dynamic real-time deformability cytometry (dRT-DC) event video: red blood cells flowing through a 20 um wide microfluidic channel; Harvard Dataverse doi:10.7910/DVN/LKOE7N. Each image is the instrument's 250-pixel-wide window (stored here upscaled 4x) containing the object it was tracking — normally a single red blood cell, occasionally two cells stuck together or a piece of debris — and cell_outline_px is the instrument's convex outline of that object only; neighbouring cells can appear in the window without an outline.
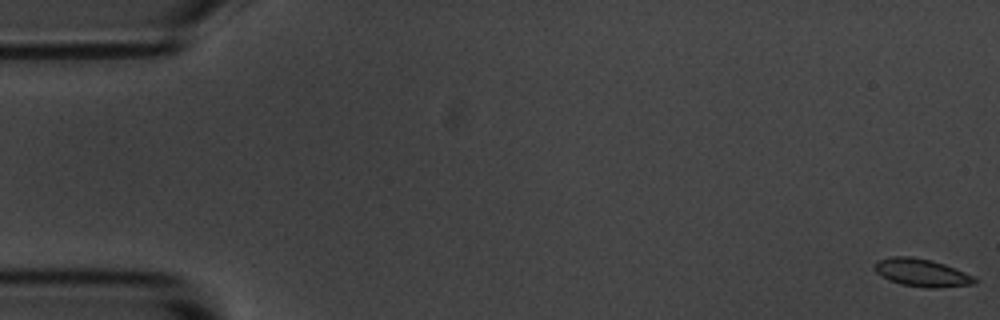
{"species": "common noctule bat (a hibernating species)", "species_latin": "Nyctalus noctula", "temperature_condition": "room temperature", "stored_images_in_passage": 55, "camera_frame_rate_fps": 3000, "um_per_image_px": 0.085, "animal": {"sex": "male", "body_mass_g": 20.1, "forearm_length_mm": 53.5}, "frame": {"image": 1, "passage_image": 1, "time_ms": 0.0, "image_size_px": [1000, 320], "cell_outline_px": [[976, 284], [936, 288], [928, 288], [900, 284], [888, 280], [880, 276], [872, 268], [880, 260], [892, 256], [912, 256], [932, 260], [956, 268], [972, 276], [976, 280]], "centroid_in_image_um": [78.33, 23.18], "position_along_channel_um": 6.7, "area_um2": 16.24}}
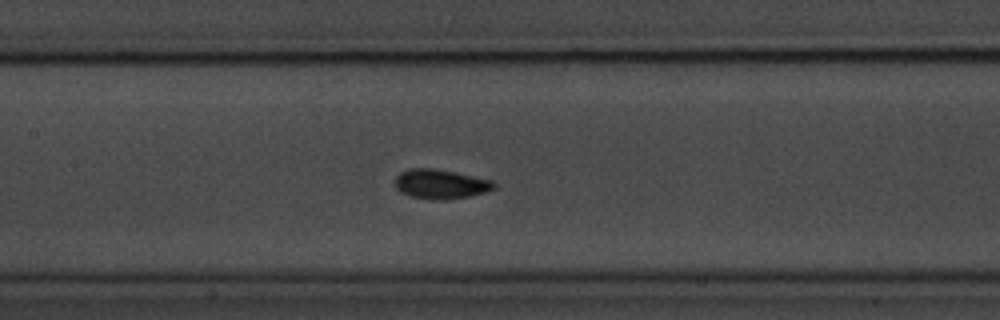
{"frame": {"image": 2, "passage_image": 26, "time_ms": 8.333, "image_size_px": [1000, 320], "cell_outline_px": [[496, 188], [472, 196], [444, 200], [432, 200], [408, 196], [400, 192], [396, 188], [396, 176], [400, 172], [408, 168], [432, 168], [492, 180], [496, 184]], "centroid_in_image_um": [37.43, 15.66], "position_along_channel_um": 170.0, "area_um2": 17.05}}
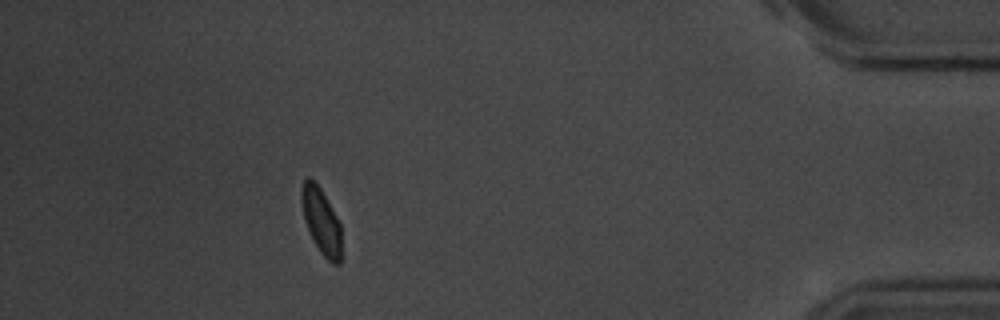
{"frame": {"image": 3, "passage_image": 50, "time_ms": 16.333, "image_size_px": [1000, 320], "cell_outline_px": [[340, 264], [332, 264], [320, 252], [308, 228], [304, 216], [300, 196], [300, 192], [304, 180], [308, 176], [320, 188], [336, 216], [340, 224]], "centroid_in_image_um": [27.3, 18.78], "position_along_channel_um": 407.9, "area_um2": 14.8}, "authors_computed_cell_mechanics": {"area_um2": 15.8372, "velocity_mm_per_s": 3.6445, "shape_relaxation_time_tau1_ms": 1.6487, "shape_relaxation_time_tau2_ms": null, "deformation_change_tau1": 0.0742, "deformation_change_tau2": null}}